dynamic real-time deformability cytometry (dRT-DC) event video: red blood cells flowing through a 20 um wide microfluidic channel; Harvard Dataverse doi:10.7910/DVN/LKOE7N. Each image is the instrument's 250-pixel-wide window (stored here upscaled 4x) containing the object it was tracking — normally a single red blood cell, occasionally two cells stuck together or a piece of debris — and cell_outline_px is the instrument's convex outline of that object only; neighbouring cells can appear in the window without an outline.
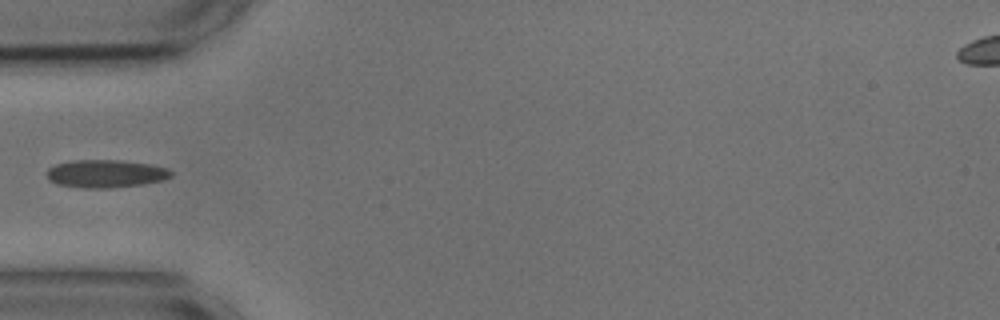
{"species": "common noctule bat (a hibernating species)", "species_latin": "Nyctalus noctula", "temperature_condition": "cold", "stored_images_in_passage": 34, "camera_frame_rate_fps": 3000, "um_per_image_px": 0.085, "animal": {"sex": "male", "body_mass_g": 17.9, "forearm_length_mm": 54.2}, "frame": {"image": 1, "passage_image": 1, "time_ms": 0.0, "image_size_px": [1000, 320], "cell_outline_px": [[172, 176], [160, 180], [140, 184], [108, 188], [80, 188], [56, 184], [48, 180], [48, 168], [56, 164], [72, 160], [120, 160], [148, 164], [168, 168], [172, 172]], "centroid_in_image_um": [8.94, 14.76], "position_along_channel_um": 76.1, "area_um2": 20.06}}
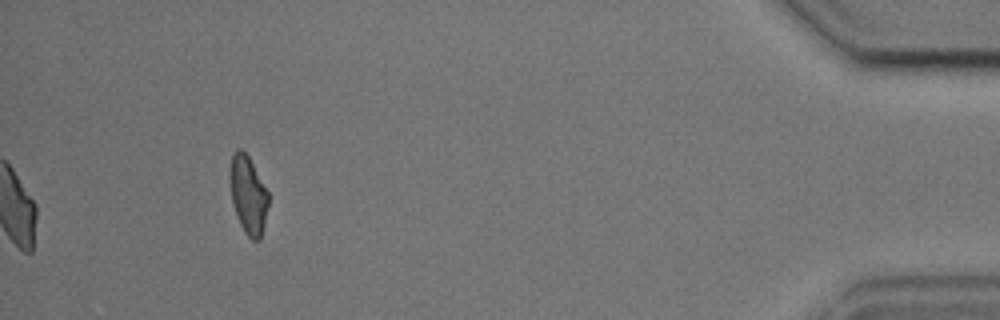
{"frame": {"image": 2, "passage_image": 34, "time_ms": 11.0, "image_size_px": [1000, 320], "cell_outline_px": [[268, 204], [264, 224], [260, 240], [252, 240], [244, 232], [240, 224], [232, 200], [228, 180], [228, 172], [232, 152], [236, 148], [240, 148], [248, 156], [268, 192]], "centroid_in_image_um": [21.05, 16.52], "position_along_channel_um": 414.1, "area_um2": 17.51}}